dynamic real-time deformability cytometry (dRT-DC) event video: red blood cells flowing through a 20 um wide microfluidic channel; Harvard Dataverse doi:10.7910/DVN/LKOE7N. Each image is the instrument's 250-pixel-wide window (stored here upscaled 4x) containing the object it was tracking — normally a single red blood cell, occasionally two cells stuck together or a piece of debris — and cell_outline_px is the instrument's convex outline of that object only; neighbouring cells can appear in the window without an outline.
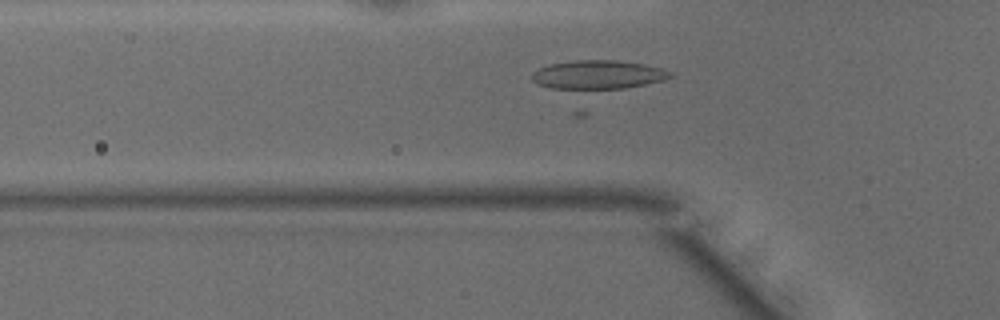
{"species": "common noctule bat (a hibernating species)", "species_latin": "Nyctalus noctula", "temperature_condition": "warm", "stored_images_in_passage": 24, "camera_frame_rate_fps": 3000, "um_per_image_px": 0.085, "animal": {"sex": "male", "body_mass_g": 15.6}, "frame": {"image": 1, "passage_image": 10, "time_ms": 3.0, "image_size_px": [1000, 320], "cell_outline_px": [[672, 76], [664, 80], [624, 88], [552, 88], [540, 84], [532, 80], [532, 72], [540, 68], [552, 64], [576, 60], [616, 60], [644, 64], [664, 68], [672, 72]], "centroid_in_image_um": [50.88, 6.33], "position_along_channel_um": 74.9, "area_um2": 22.77}}
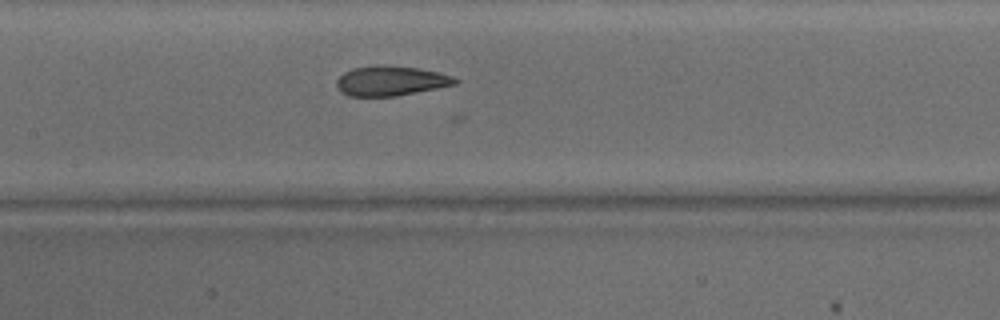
{"frame": {"image": 2, "passage_image": 17, "time_ms": 5.333, "image_size_px": [1000, 320], "cell_outline_px": [[460, 80], [456, 84], [396, 96], [348, 96], [340, 92], [336, 84], [336, 80], [344, 72], [352, 68], [384, 64], [416, 68], [440, 72], [452, 76]], "centroid_in_image_um": [33.2, 6.86], "position_along_channel_um": 174.2, "area_um2": 20.63}}
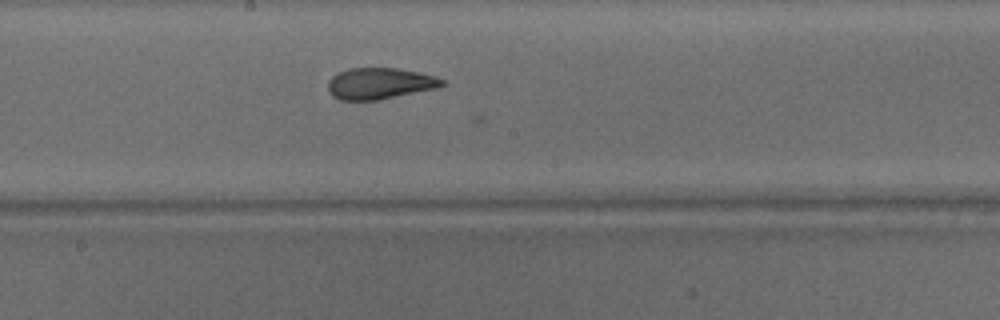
{"frame": {"image": 3, "passage_image": 20, "time_ms": 6.333, "image_size_px": [1000, 320], "cell_outline_px": [[444, 84], [436, 88], [376, 100], [340, 100], [332, 96], [328, 92], [328, 80], [332, 76], [348, 68], [396, 68], [420, 72], [436, 76], [444, 80]], "centroid_in_image_um": [32.25, 7.09], "position_along_channel_um": 216.0, "area_um2": 20.75}}